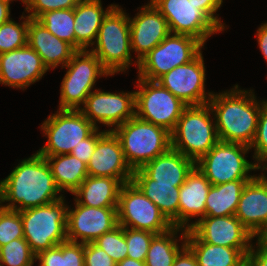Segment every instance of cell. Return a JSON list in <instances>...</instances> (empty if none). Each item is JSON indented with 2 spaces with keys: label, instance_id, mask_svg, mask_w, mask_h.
Segmentation results:
<instances>
[{
  "label": "cell",
  "instance_id": "6da1fadb",
  "mask_svg": "<svg viewBox=\"0 0 267 266\" xmlns=\"http://www.w3.org/2000/svg\"><path fill=\"white\" fill-rule=\"evenodd\" d=\"M60 192L48 162L36 152L0 180V206L20 212L65 198Z\"/></svg>",
  "mask_w": 267,
  "mask_h": 266
},
{
  "label": "cell",
  "instance_id": "7a4b0ae2",
  "mask_svg": "<svg viewBox=\"0 0 267 266\" xmlns=\"http://www.w3.org/2000/svg\"><path fill=\"white\" fill-rule=\"evenodd\" d=\"M208 104L219 141L252 145L261 108L253 90H241L236 84L230 91L213 93Z\"/></svg>",
  "mask_w": 267,
  "mask_h": 266
},
{
  "label": "cell",
  "instance_id": "3957f363",
  "mask_svg": "<svg viewBox=\"0 0 267 266\" xmlns=\"http://www.w3.org/2000/svg\"><path fill=\"white\" fill-rule=\"evenodd\" d=\"M109 131L119 138L124 158L132 171L141 169L171 148L170 132L136 116Z\"/></svg>",
  "mask_w": 267,
  "mask_h": 266
},
{
  "label": "cell",
  "instance_id": "277c9868",
  "mask_svg": "<svg viewBox=\"0 0 267 266\" xmlns=\"http://www.w3.org/2000/svg\"><path fill=\"white\" fill-rule=\"evenodd\" d=\"M208 103L186 106L171 135V148L195 163L219 141ZM213 121V122H212Z\"/></svg>",
  "mask_w": 267,
  "mask_h": 266
},
{
  "label": "cell",
  "instance_id": "5b68a950",
  "mask_svg": "<svg viewBox=\"0 0 267 266\" xmlns=\"http://www.w3.org/2000/svg\"><path fill=\"white\" fill-rule=\"evenodd\" d=\"M95 42L90 51L111 76L132 65L130 21L121 6L115 5L104 17Z\"/></svg>",
  "mask_w": 267,
  "mask_h": 266
},
{
  "label": "cell",
  "instance_id": "8992f818",
  "mask_svg": "<svg viewBox=\"0 0 267 266\" xmlns=\"http://www.w3.org/2000/svg\"><path fill=\"white\" fill-rule=\"evenodd\" d=\"M67 210L62 198L20 211L24 239L35 255L67 240Z\"/></svg>",
  "mask_w": 267,
  "mask_h": 266
},
{
  "label": "cell",
  "instance_id": "52a82bcc",
  "mask_svg": "<svg viewBox=\"0 0 267 266\" xmlns=\"http://www.w3.org/2000/svg\"><path fill=\"white\" fill-rule=\"evenodd\" d=\"M64 67L67 72L61 82L58 109L79 110L96 85L97 78L111 75L96 55L85 49L77 50Z\"/></svg>",
  "mask_w": 267,
  "mask_h": 266
},
{
  "label": "cell",
  "instance_id": "ba28073f",
  "mask_svg": "<svg viewBox=\"0 0 267 266\" xmlns=\"http://www.w3.org/2000/svg\"><path fill=\"white\" fill-rule=\"evenodd\" d=\"M96 129L80 110L58 109L41 125L48 140L37 153L44 157L70 154L80 141L89 137Z\"/></svg>",
  "mask_w": 267,
  "mask_h": 266
},
{
  "label": "cell",
  "instance_id": "9c48e42d",
  "mask_svg": "<svg viewBox=\"0 0 267 266\" xmlns=\"http://www.w3.org/2000/svg\"><path fill=\"white\" fill-rule=\"evenodd\" d=\"M250 147L239 143L218 141L209 152L202 156L195 166L206 176L211 185L234 180H251L257 164L246 160Z\"/></svg>",
  "mask_w": 267,
  "mask_h": 266
},
{
  "label": "cell",
  "instance_id": "30bf717a",
  "mask_svg": "<svg viewBox=\"0 0 267 266\" xmlns=\"http://www.w3.org/2000/svg\"><path fill=\"white\" fill-rule=\"evenodd\" d=\"M135 116L172 132L187 106L158 81L138 78Z\"/></svg>",
  "mask_w": 267,
  "mask_h": 266
},
{
  "label": "cell",
  "instance_id": "8fae6325",
  "mask_svg": "<svg viewBox=\"0 0 267 266\" xmlns=\"http://www.w3.org/2000/svg\"><path fill=\"white\" fill-rule=\"evenodd\" d=\"M204 45L194 37L170 33L138 63V77L157 81L173 68L193 60Z\"/></svg>",
  "mask_w": 267,
  "mask_h": 266
},
{
  "label": "cell",
  "instance_id": "7c38bea8",
  "mask_svg": "<svg viewBox=\"0 0 267 266\" xmlns=\"http://www.w3.org/2000/svg\"><path fill=\"white\" fill-rule=\"evenodd\" d=\"M117 218L122 227L155 234H162L173 228L160 209L132 181L121 187Z\"/></svg>",
  "mask_w": 267,
  "mask_h": 266
},
{
  "label": "cell",
  "instance_id": "4fadbf2b",
  "mask_svg": "<svg viewBox=\"0 0 267 266\" xmlns=\"http://www.w3.org/2000/svg\"><path fill=\"white\" fill-rule=\"evenodd\" d=\"M168 22L172 34L188 35L203 45L222 30L197 5L188 0H150Z\"/></svg>",
  "mask_w": 267,
  "mask_h": 266
},
{
  "label": "cell",
  "instance_id": "5bb4252c",
  "mask_svg": "<svg viewBox=\"0 0 267 266\" xmlns=\"http://www.w3.org/2000/svg\"><path fill=\"white\" fill-rule=\"evenodd\" d=\"M202 51L190 62L173 68L157 81L187 106L208 103L213 93L205 92V65Z\"/></svg>",
  "mask_w": 267,
  "mask_h": 266
},
{
  "label": "cell",
  "instance_id": "9a60e30c",
  "mask_svg": "<svg viewBox=\"0 0 267 266\" xmlns=\"http://www.w3.org/2000/svg\"><path fill=\"white\" fill-rule=\"evenodd\" d=\"M79 110L96 127H118L135 116V91L111 93L94 89Z\"/></svg>",
  "mask_w": 267,
  "mask_h": 266
},
{
  "label": "cell",
  "instance_id": "2e32d148",
  "mask_svg": "<svg viewBox=\"0 0 267 266\" xmlns=\"http://www.w3.org/2000/svg\"><path fill=\"white\" fill-rule=\"evenodd\" d=\"M67 210V240L94 242L118 225L117 207H90L78 204Z\"/></svg>",
  "mask_w": 267,
  "mask_h": 266
},
{
  "label": "cell",
  "instance_id": "e0dca14e",
  "mask_svg": "<svg viewBox=\"0 0 267 266\" xmlns=\"http://www.w3.org/2000/svg\"><path fill=\"white\" fill-rule=\"evenodd\" d=\"M190 230L203 242L236 249H251L255 238L235 215L205 216L191 222Z\"/></svg>",
  "mask_w": 267,
  "mask_h": 266
},
{
  "label": "cell",
  "instance_id": "ac0fdd59",
  "mask_svg": "<svg viewBox=\"0 0 267 266\" xmlns=\"http://www.w3.org/2000/svg\"><path fill=\"white\" fill-rule=\"evenodd\" d=\"M47 71L39 54L28 44L0 54V84L24 90Z\"/></svg>",
  "mask_w": 267,
  "mask_h": 266
},
{
  "label": "cell",
  "instance_id": "d6986e66",
  "mask_svg": "<svg viewBox=\"0 0 267 266\" xmlns=\"http://www.w3.org/2000/svg\"><path fill=\"white\" fill-rule=\"evenodd\" d=\"M88 176L112 177L123 184L132 180L133 171L127 164L119 138L113 131L98 128V142L87 164Z\"/></svg>",
  "mask_w": 267,
  "mask_h": 266
},
{
  "label": "cell",
  "instance_id": "ffe728a7",
  "mask_svg": "<svg viewBox=\"0 0 267 266\" xmlns=\"http://www.w3.org/2000/svg\"><path fill=\"white\" fill-rule=\"evenodd\" d=\"M130 21L131 50L137 52V64L155 46L161 43L171 32L167 20L149 2Z\"/></svg>",
  "mask_w": 267,
  "mask_h": 266
},
{
  "label": "cell",
  "instance_id": "44dd1931",
  "mask_svg": "<svg viewBox=\"0 0 267 266\" xmlns=\"http://www.w3.org/2000/svg\"><path fill=\"white\" fill-rule=\"evenodd\" d=\"M27 44L39 54L48 70L59 64L64 68L77 51L71 44L49 32L37 19L30 17Z\"/></svg>",
  "mask_w": 267,
  "mask_h": 266
},
{
  "label": "cell",
  "instance_id": "7402d4cb",
  "mask_svg": "<svg viewBox=\"0 0 267 266\" xmlns=\"http://www.w3.org/2000/svg\"><path fill=\"white\" fill-rule=\"evenodd\" d=\"M206 176L195 166L179 190L178 227L190 229L192 217H205L206 197L211 188Z\"/></svg>",
  "mask_w": 267,
  "mask_h": 266
},
{
  "label": "cell",
  "instance_id": "603a6c76",
  "mask_svg": "<svg viewBox=\"0 0 267 266\" xmlns=\"http://www.w3.org/2000/svg\"><path fill=\"white\" fill-rule=\"evenodd\" d=\"M235 216L254 237L267 225V188L256 175L243 187Z\"/></svg>",
  "mask_w": 267,
  "mask_h": 266
},
{
  "label": "cell",
  "instance_id": "cb8c5ba5",
  "mask_svg": "<svg viewBox=\"0 0 267 266\" xmlns=\"http://www.w3.org/2000/svg\"><path fill=\"white\" fill-rule=\"evenodd\" d=\"M195 167V162L182 153L170 148L145 164L141 170L155 183L174 184L180 187L187 175Z\"/></svg>",
  "mask_w": 267,
  "mask_h": 266
},
{
  "label": "cell",
  "instance_id": "d4e9b609",
  "mask_svg": "<svg viewBox=\"0 0 267 266\" xmlns=\"http://www.w3.org/2000/svg\"><path fill=\"white\" fill-rule=\"evenodd\" d=\"M114 6L115 4H111L104 10L101 0L79 1L74 8L76 50H87L89 46L94 45L104 17Z\"/></svg>",
  "mask_w": 267,
  "mask_h": 266
},
{
  "label": "cell",
  "instance_id": "484cf974",
  "mask_svg": "<svg viewBox=\"0 0 267 266\" xmlns=\"http://www.w3.org/2000/svg\"><path fill=\"white\" fill-rule=\"evenodd\" d=\"M150 199L173 225L178 227L180 187L174 184L155 183L141 169L133 171L131 180Z\"/></svg>",
  "mask_w": 267,
  "mask_h": 266
},
{
  "label": "cell",
  "instance_id": "4316f807",
  "mask_svg": "<svg viewBox=\"0 0 267 266\" xmlns=\"http://www.w3.org/2000/svg\"><path fill=\"white\" fill-rule=\"evenodd\" d=\"M123 183L112 177L87 176L72 193L74 201L90 207H117Z\"/></svg>",
  "mask_w": 267,
  "mask_h": 266
},
{
  "label": "cell",
  "instance_id": "83f0119b",
  "mask_svg": "<svg viewBox=\"0 0 267 266\" xmlns=\"http://www.w3.org/2000/svg\"><path fill=\"white\" fill-rule=\"evenodd\" d=\"M186 246L193 252L198 266H241L251 250L208 244L190 229L186 231Z\"/></svg>",
  "mask_w": 267,
  "mask_h": 266
},
{
  "label": "cell",
  "instance_id": "f1b7e54d",
  "mask_svg": "<svg viewBox=\"0 0 267 266\" xmlns=\"http://www.w3.org/2000/svg\"><path fill=\"white\" fill-rule=\"evenodd\" d=\"M59 190L73 193L88 176L87 164L72 154L45 157Z\"/></svg>",
  "mask_w": 267,
  "mask_h": 266
},
{
  "label": "cell",
  "instance_id": "f546056e",
  "mask_svg": "<svg viewBox=\"0 0 267 266\" xmlns=\"http://www.w3.org/2000/svg\"><path fill=\"white\" fill-rule=\"evenodd\" d=\"M250 180H234L212 185L206 197L205 216L235 215L240 195Z\"/></svg>",
  "mask_w": 267,
  "mask_h": 266
},
{
  "label": "cell",
  "instance_id": "4dcf8cb0",
  "mask_svg": "<svg viewBox=\"0 0 267 266\" xmlns=\"http://www.w3.org/2000/svg\"><path fill=\"white\" fill-rule=\"evenodd\" d=\"M181 231L182 233H179ZM186 229L173 227L169 231L156 234L150 242L145 266H172L178 253L186 246ZM178 233L183 241L181 248L176 239Z\"/></svg>",
  "mask_w": 267,
  "mask_h": 266
},
{
  "label": "cell",
  "instance_id": "1f68e13d",
  "mask_svg": "<svg viewBox=\"0 0 267 266\" xmlns=\"http://www.w3.org/2000/svg\"><path fill=\"white\" fill-rule=\"evenodd\" d=\"M39 266H85L84 243L66 240L36 255Z\"/></svg>",
  "mask_w": 267,
  "mask_h": 266
},
{
  "label": "cell",
  "instance_id": "d6a6232c",
  "mask_svg": "<svg viewBox=\"0 0 267 266\" xmlns=\"http://www.w3.org/2000/svg\"><path fill=\"white\" fill-rule=\"evenodd\" d=\"M37 20L53 35L75 48L74 8L48 11Z\"/></svg>",
  "mask_w": 267,
  "mask_h": 266
},
{
  "label": "cell",
  "instance_id": "836d02e7",
  "mask_svg": "<svg viewBox=\"0 0 267 266\" xmlns=\"http://www.w3.org/2000/svg\"><path fill=\"white\" fill-rule=\"evenodd\" d=\"M23 22L16 23L13 19L0 25V54L10 52L27 44L29 17H20Z\"/></svg>",
  "mask_w": 267,
  "mask_h": 266
},
{
  "label": "cell",
  "instance_id": "e575fe53",
  "mask_svg": "<svg viewBox=\"0 0 267 266\" xmlns=\"http://www.w3.org/2000/svg\"><path fill=\"white\" fill-rule=\"evenodd\" d=\"M36 255L31 251L24 238L10 241L0 247V264L2 266H33Z\"/></svg>",
  "mask_w": 267,
  "mask_h": 266
},
{
  "label": "cell",
  "instance_id": "d590c367",
  "mask_svg": "<svg viewBox=\"0 0 267 266\" xmlns=\"http://www.w3.org/2000/svg\"><path fill=\"white\" fill-rule=\"evenodd\" d=\"M93 243L103 249L116 264L127 258L128 251L124 227L119 224L112 230L105 232Z\"/></svg>",
  "mask_w": 267,
  "mask_h": 266
},
{
  "label": "cell",
  "instance_id": "8d00e7d4",
  "mask_svg": "<svg viewBox=\"0 0 267 266\" xmlns=\"http://www.w3.org/2000/svg\"><path fill=\"white\" fill-rule=\"evenodd\" d=\"M18 238H24L20 212L0 206V247Z\"/></svg>",
  "mask_w": 267,
  "mask_h": 266
},
{
  "label": "cell",
  "instance_id": "74e56055",
  "mask_svg": "<svg viewBox=\"0 0 267 266\" xmlns=\"http://www.w3.org/2000/svg\"><path fill=\"white\" fill-rule=\"evenodd\" d=\"M124 235L127 243V257L145 262L150 242L156 234L124 227Z\"/></svg>",
  "mask_w": 267,
  "mask_h": 266
},
{
  "label": "cell",
  "instance_id": "f35d334b",
  "mask_svg": "<svg viewBox=\"0 0 267 266\" xmlns=\"http://www.w3.org/2000/svg\"><path fill=\"white\" fill-rule=\"evenodd\" d=\"M252 148H254L253 159L257 161L254 160V162L257 165L267 164V100L261 101L258 125L250 146L251 150Z\"/></svg>",
  "mask_w": 267,
  "mask_h": 266
},
{
  "label": "cell",
  "instance_id": "ab89813d",
  "mask_svg": "<svg viewBox=\"0 0 267 266\" xmlns=\"http://www.w3.org/2000/svg\"><path fill=\"white\" fill-rule=\"evenodd\" d=\"M80 0H27L25 12L28 17L38 19L43 13L60 9L75 8ZM32 11V12H31Z\"/></svg>",
  "mask_w": 267,
  "mask_h": 266
},
{
  "label": "cell",
  "instance_id": "60d3db41",
  "mask_svg": "<svg viewBox=\"0 0 267 266\" xmlns=\"http://www.w3.org/2000/svg\"><path fill=\"white\" fill-rule=\"evenodd\" d=\"M85 266H116L115 261L93 242L84 243Z\"/></svg>",
  "mask_w": 267,
  "mask_h": 266
},
{
  "label": "cell",
  "instance_id": "b9f144b4",
  "mask_svg": "<svg viewBox=\"0 0 267 266\" xmlns=\"http://www.w3.org/2000/svg\"><path fill=\"white\" fill-rule=\"evenodd\" d=\"M97 142L98 128L89 137L80 141V144L78 146L76 145L70 154L88 164L94 153Z\"/></svg>",
  "mask_w": 267,
  "mask_h": 266
},
{
  "label": "cell",
  "instance_id": "7bdbcfd3",
  "mask_svg": "<svg viewBox=\"0 0 267 266\" xmlns=\"http://www.w3.org/2000/svg\"><path fill=\"white\" fill-rule=\"evenodd\" d=\"M197 5L222 31L225 30L224 23L216 16V12L222 6L223 0H188Z\"/></svg>",
  "mask_w": 267,
  "mask_h": 266
},
{
  "label": "cell",
  "instance_id": "ee69618b",
  "mask_svg": "<svg viewBox=\"0 0 267 266\" xmlns=\"http://www.w3.org/2000/svg\"><path fill=\"white\" fill-rule=\"evenodd\" d=\"M256 249L252 245L251 250L246 255V262L249 266H267V248H264L258 241Z\"/></svg>",
  "mask_w": 267,
  "mask_h": 266
},
{
  "label": "cell",
  "instance_id": "f6af8a7d",
  "mask_svg": "<svg viewBox=\"0 0 267 266\" xmlns=\"http://www.w3.org/2000/svg\"><path fill=\"white\" fill-rule=\"evenodd\" d=\"M172 266H198L193 252L185 246L176 256Z\"/></svg>",
  "mask_w": 267,
  "mask_h": 266
},
{
  "label": "cell",
  "instance_id": "bcb514c9",
  "mask_svg": "<svg viewBox=\"0 0 267 266\" xmlns=\"http://www.w3.org/2000/svg\"><path fill=\"white\" fill-rule=\"evenodd\" d=\"M256 35L259 44V49L263 57L267 61V23L260 25Z\"/></svg>",
  "mask_w": 267,
  "mask_h": 266
},
{
  "label": "cell",
  "instance_id": "7dc6e473",
  "mask_svg": "<svg viewBox=\"0 0 267 266\" xmlns=\"http://www.w3.org/2000/svg\"><path fill=\"white\" fill-rule=\"evenodd\" d=\"M13 0H0V25L9 21L10 18V3Z\"/></svg>",
  "mask_w": 267,
  "mask_h": 266
},
{
  "label": "cell",
  "instance_id": "c3c4849f",
  "mask_svg": "<svg viewBox=\"0 0 267 266\" xmlns=\"http://www.w3.org/2000/svg\"><path fill=\"white\" fill-rule=\"evenodd\" d=\"M116 266H145V262L127 257L121 262H118Z\"/></svg>",
  "mask_w": 267,
  "mask_h": 266
},
{
  "label": "cell",
  "instance_id": "681fc988",
  "mask_svg": "<svg viewBox=\"0 0 267 266\" xmlns=\"http://www.w3.org/2000/svg\"><path fill=\"white\" fill-rule=\"evenodd\" d=\"M257 241L264 247L267 248V225L255 236Z\"/></svg>",
  "mask_w": 267,
  "mask_h": 266
},
{
  "label": "cell",
  "instance_id": "f907efd6",
  "mask_svg": "<svg viewBox=\"0 0 267 266\" xmlns=\"http://www.w3.org/2000/svg\"><path fill=\"white\" fill-rule=\"evenodd\" d=\"M263 165V166H262ZM261 169L262 171L267 172V164H261V165H257L256 170ZM265 173H261V175H258L257 177L263 182V184L266 186L267 188V176Z\"/></svg>",
  "mask_w": 267,
  "mask_h": 266
},
{
  "label": "cell",
  "instance_id": "816d5d0a",
  "mask_svg": "<svg viewBox=\"0 0 267 266\" xmlns=\"http://www.w3.org/2000/svg\"><path fill=\"white\" fill-rule=\"evenodd\" d=\"M241 266H249L247 262H244Z\"/></svg>",
  "mask_w": 267,
  "mask_h": 266
},
{
  "label": "cell",
  "instance_id": "f5cc1de1",
  "mask_svg": "<svg viewBox=\"0 0 267 266\" xmlns=\"http://www.w3.org/2000/svg\"><path fill=\"white\" fill-rule=\"evenodd\" d=\"M14 1H15V0H14ZM20 1H22V3H24V4L27 2V0H20Z\"/></svg>",
  "mask_w": 267,
  "mask_h": 266
}]
</instances>
